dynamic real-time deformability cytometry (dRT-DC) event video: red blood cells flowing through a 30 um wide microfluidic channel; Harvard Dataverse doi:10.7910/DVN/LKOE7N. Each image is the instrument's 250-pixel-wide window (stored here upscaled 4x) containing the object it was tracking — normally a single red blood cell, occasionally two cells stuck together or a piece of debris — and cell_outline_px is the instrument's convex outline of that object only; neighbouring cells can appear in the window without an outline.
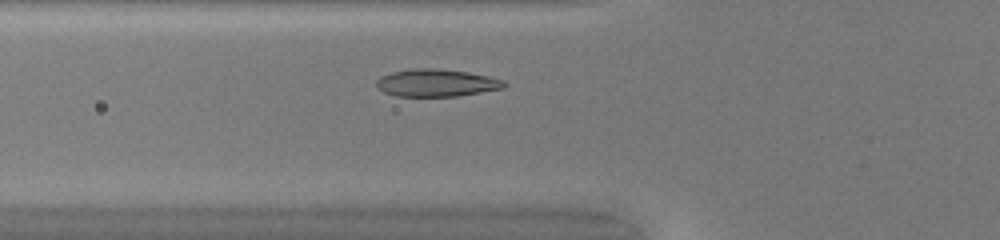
{"species": "common noctule bat (a hibernating species)", "species_latin": "Nyctalus noctula", "temperature_condition": "warm", "stored_images_in_passage": 38, "camera_frame_rate_fps": 3000, "um_per_image_px": 0.085, "animal": {"sex": "female", "body_mass_g": 20.0, "forearm_length_mm": 54.0}, "frame": {"image": 1, "passage_image": 7, "time_ms": 2.0, "image_size_px": [1000, 240], "cell_outline_px": [[508, 84], [504, 88], [456, 96], [396, 96], [384, 92], [376, 88], [376, 80], [380, 76], [392, 72], [412, 68], [432, 68], [468, 72], [488, 76], [504, 80]], "centroid_in_image_um": [37.07, 7.04], "position_along_channel_um": 88.7, "area_um2": 20.46}}
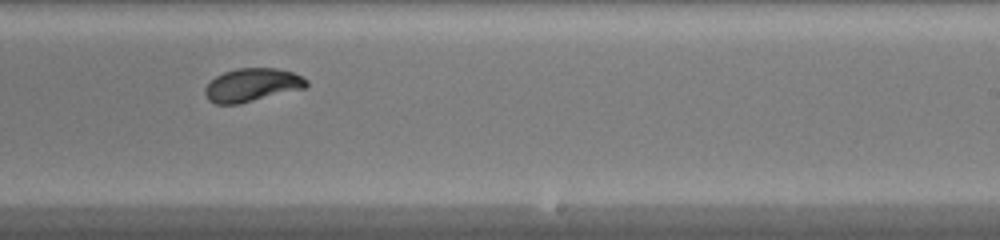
{"frame": {"image": 2, "passage_image": 20, "time_ms": 6.333, "image_size_px": [1000, 240], "cell_outline_px": [[308, 84], [304, 88], [236, 104], [216, 104], [208, 100], [204, 92], [204, 88], [216, 76], [224, 72], [236, 68], [276, 68], [292, 72], [308, 80]], "centroid_in_image_um": [21.39, 7.21], "position_along_channel_um": 267.6, "area_um2": 19.36}}
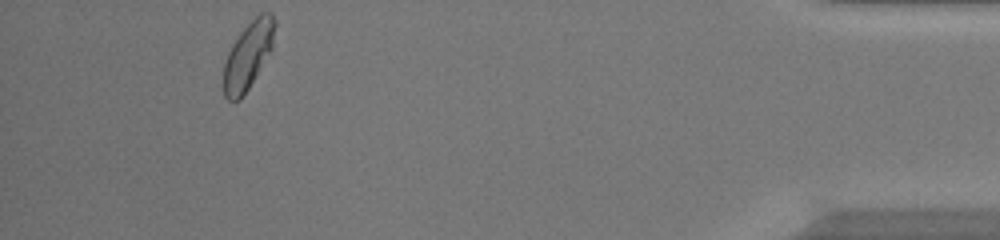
{"frame": {"image": 3, "passage_image": 35, "time_ms": 11.333, "image_size_px": [1000, 240], "cell_outline_px": [[276, 24], [272, 48], [248, 88], [240, 100], [228, 100], [224, 96], [224, 64], [228, 52], [232, 44], [240, 32], [260, 12], [272, 12], [276, 20]], "centroid_in_image_um": [21.1, 4.67], "position_along_channel_um": 414.1, "area_um2": 19.83}, "authors_computed_cell_mechanics": {"area_um2": 19.8254, "velocity_mm_per_s": 4.1228, "shape_relaxation_time_tau1_ms": 3.3069, "shape_relaxation_time_tau2_ms": null, "deformation_change_tau1": 0.1478, "deformation_change_tau2": null}}